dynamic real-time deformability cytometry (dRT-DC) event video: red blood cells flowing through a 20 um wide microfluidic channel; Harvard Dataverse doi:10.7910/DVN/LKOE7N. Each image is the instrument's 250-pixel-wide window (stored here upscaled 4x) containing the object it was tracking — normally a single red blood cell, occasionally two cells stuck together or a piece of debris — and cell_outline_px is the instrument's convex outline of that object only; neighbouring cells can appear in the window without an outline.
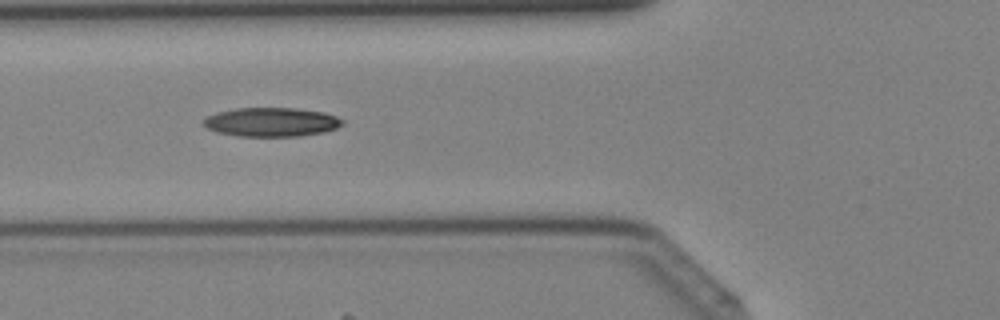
{"species": "Egyptian fruit bat (a non-hibernating species)", "species_latin": "Rousettus aegyptiacus", "temperature_condition": "cold", "stored_images_in_passage": 41, "camera_frame_rate_fps": 3000, "um_per_image_px": 0.085, "animal": {"sex": "female"}, "frame": {"image": 1, "passage_image": 15, "time_ms": 4.667, "image_size_px": [1000, 320], "cell_outline_px": [[344, 124], [336, 128], [324, 132], [300, 136], [240, 136], [216, 132], [208, 128], [204, 124], [204, 120], [208, 116], [216, 112], [236, 108], [296, 108], [324, 112], [336, 116], [344, 120]], "centroid_in_image_um": [23.1, 10.37], "position_along_channel_um": 102.7, "area_um2": 23.47}}
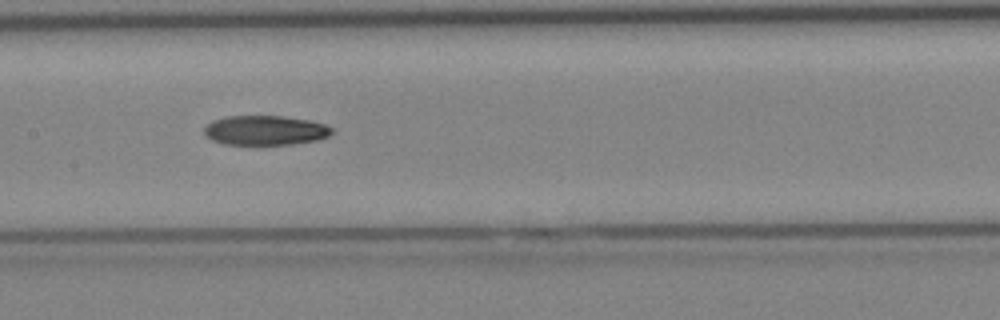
{"frame": {"image": 2, "passage_image": 20, "time_ms": 6.333, "image_size_px": [1000, 320], "cell_outline_px": [[336, 132], [328, 136], [316, 140], [292, 144], [224, 144], [212, 140], [204, 136], [204, 128], [212, 120], [228, 116], [284, 116], [308, 120], [324, 124], [336, 128]], "centroid_in_image_um": [22.57, 11.07], "position_along_channel_um": 184.8, "area_um2": 22.14}}
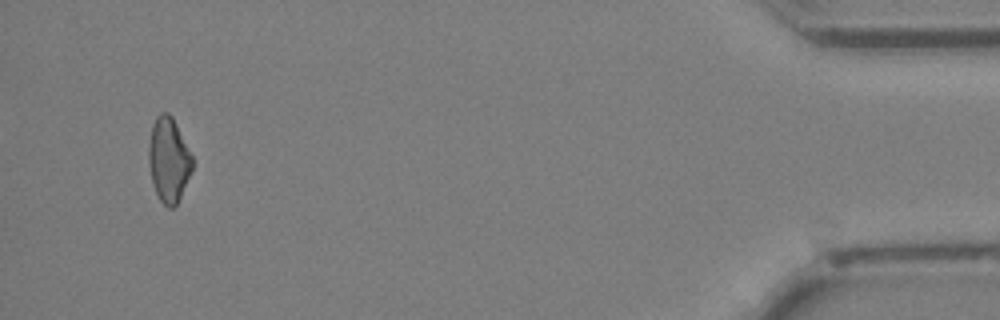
{"frame": {"image": 3, "passage_image": 39, "time_ms": 12.667, "image_size_px": [1000, 320], "cell_outline_px": [[192, 168], [180, 196], [176, 204], [172, 208], [168, 208], [160, 200], [156, 192], [152, 180], [148, 164], [148, 144], [152, 124], [156, 116], [160, 112], [168, 112], [172, 116], [192, 156]], "centroid_in_image_um": [14.3, 13.54], "position_along_channel_um": 420.9, "area_um2": 21.27}}